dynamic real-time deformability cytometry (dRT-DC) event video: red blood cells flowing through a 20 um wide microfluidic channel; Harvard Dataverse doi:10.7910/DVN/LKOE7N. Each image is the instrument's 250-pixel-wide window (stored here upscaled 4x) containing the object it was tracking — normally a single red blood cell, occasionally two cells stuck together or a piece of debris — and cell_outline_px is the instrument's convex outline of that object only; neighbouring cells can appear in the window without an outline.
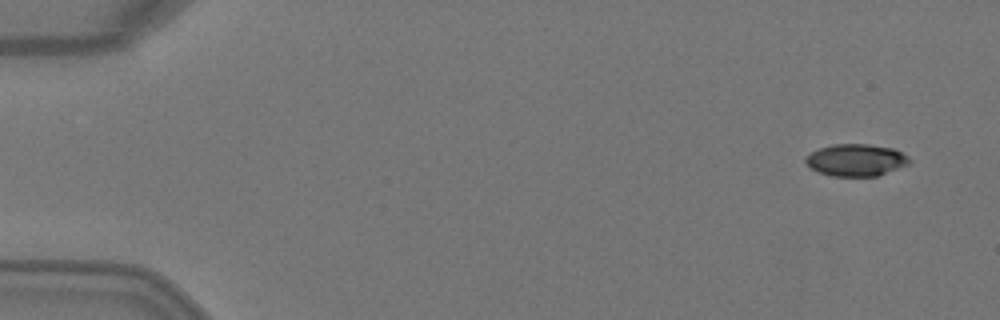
{"species": "Egyptian fruit bat (a non-hibernating species)", "species_latin": "Rousettus aegyptiacus", "temperature_condition": "warm", "stored_images_in_passage": 4, "camera_frame_rate_fps": 3000, "um_per_image_px": 0.085, "animal": {"sex": "female"}, "frame": {"image": 1, "passage_image": 1, "time_ms": 0.0, "image_size_px": [1000, 320], "cell_outline_px": [[912, 160], [908, 164], [876, 176], [832, 176], [820, 172], [812, 168], [804, 160], [812, 152], [820, 148], [832, 144], [868, 144], [892, 148], [908, 156]], "centroid_in_image_um": [72.78, 13.6], "position_along_channel_um": 12.2, "area_um2": 19.07}}